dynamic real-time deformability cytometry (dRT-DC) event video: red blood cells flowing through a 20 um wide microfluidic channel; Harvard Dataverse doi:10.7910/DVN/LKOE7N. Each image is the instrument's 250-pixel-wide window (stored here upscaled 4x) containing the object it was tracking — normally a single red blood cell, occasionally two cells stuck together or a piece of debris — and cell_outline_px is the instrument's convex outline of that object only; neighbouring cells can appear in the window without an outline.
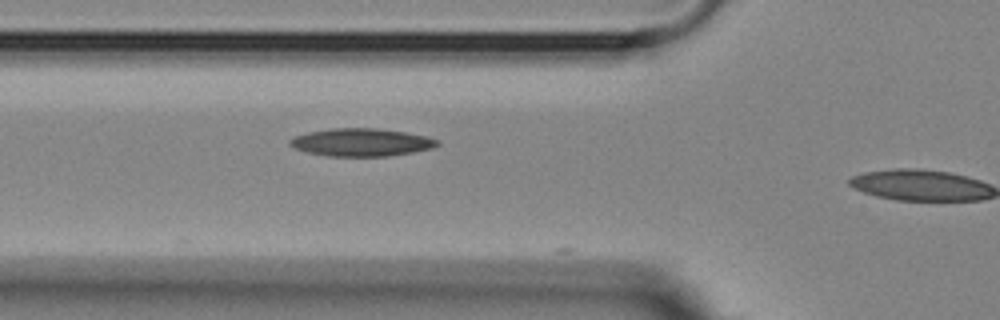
{"species": "Egyptian fruit bat (a non-hibernating species)", "species_latin": "Rousettus aegyptiacus", "temperature_condition": "room temperature", "stored_images_in_passage": 13, "camera_frame_rate_fps": 3000, "um_per_image_px": 0.085, "animal": {"sex": "female"}, "frame": {"image": 1, "passage_image": 12, "time_ms": 3.667, "image_size_px": [1000, 320], "cell_outline_px": [[440, 144], [432, 148], [412, 152], [388, 156], [328, 156], [308, 152], [296, 148], [288, 144], [288, 140], [292, 136], [308, 132], [332, 128], [376, 128], [404, 132], [428, 136], [440, 140]], "centroid_in_image_um": [30.71, 12.09], "position_along_channel_um": 95.1, "area_um2": 23.93}}